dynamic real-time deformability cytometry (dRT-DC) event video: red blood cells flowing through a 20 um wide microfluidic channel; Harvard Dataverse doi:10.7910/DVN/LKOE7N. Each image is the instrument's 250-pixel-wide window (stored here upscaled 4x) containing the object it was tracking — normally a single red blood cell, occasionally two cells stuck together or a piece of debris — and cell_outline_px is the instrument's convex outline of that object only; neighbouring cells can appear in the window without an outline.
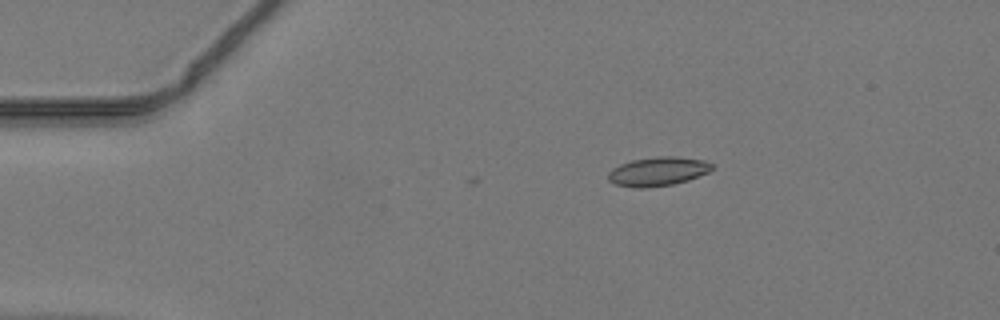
{"species": "common noctule bat (a hibernating species)", "species_latin": "Nyctalus noctula", "temperature_condition": "warm", "stored_images_in_passage": 7, "camera_frame_rate_fps": 3000, "um_per_image_px": 0.085, "animal": {"sex": "male", "body_mass_g": 19.2, "forearm_length_mm": 51.8}, "frame": {"image": 1, "passage_image": 1, "time_ms": 0.0, "image_size_px": [1000, 320], "cell_outline_px": [[712, 168], [708, 172], [688, 180], [672, 184], [648, 188], [632, 188], [616, 184], [608, 180], [608, 172], [612, 168], [620, 164], [632, 160], [660, 156], [676, 156], [704, 160], [712, 164]], "centroid_in_image_um": [55.89, 14.57], "position_along_channel_um": 29.1, "area_um2": 17.51}}